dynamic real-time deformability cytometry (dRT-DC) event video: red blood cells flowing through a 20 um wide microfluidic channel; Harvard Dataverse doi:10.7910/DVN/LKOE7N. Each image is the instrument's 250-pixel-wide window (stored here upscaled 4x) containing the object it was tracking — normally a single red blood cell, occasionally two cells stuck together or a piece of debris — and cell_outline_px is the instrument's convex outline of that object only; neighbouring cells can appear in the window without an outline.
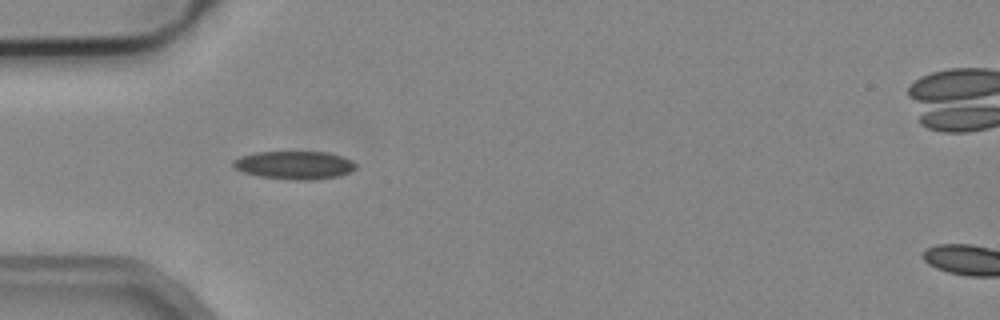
{"species": "common noctule bat (a hibernating species)", "species_latin": "Nyctalus noctula", "temperature_condition": "cold", "stored_images_in_passage": 8, "camera_frame_rate_fps": 3000, "um_per_image_px": 0.085, "animal": {"sex": "male", "body_mass_g": 19.2, "forearm_length_mm": 51.8}, "frame": {"image": 1, "passage_image": 4, "time_ms": 1.0, "image_size_px": [1000, 320], "cell_outline_px": [[356, 168], [348, 172], [336, 176], [312, 180], [296, 180], [260, 176], [244, 172], [236, 168], [232, 164], [232, 160], [240, 156], [256, 152], [328, 152], [352, 160], [356, 164]], "centroid_in_image_um": [25.01, 14.02], "position_along_channel_um": 60.0, "area_um2": 19.88}}